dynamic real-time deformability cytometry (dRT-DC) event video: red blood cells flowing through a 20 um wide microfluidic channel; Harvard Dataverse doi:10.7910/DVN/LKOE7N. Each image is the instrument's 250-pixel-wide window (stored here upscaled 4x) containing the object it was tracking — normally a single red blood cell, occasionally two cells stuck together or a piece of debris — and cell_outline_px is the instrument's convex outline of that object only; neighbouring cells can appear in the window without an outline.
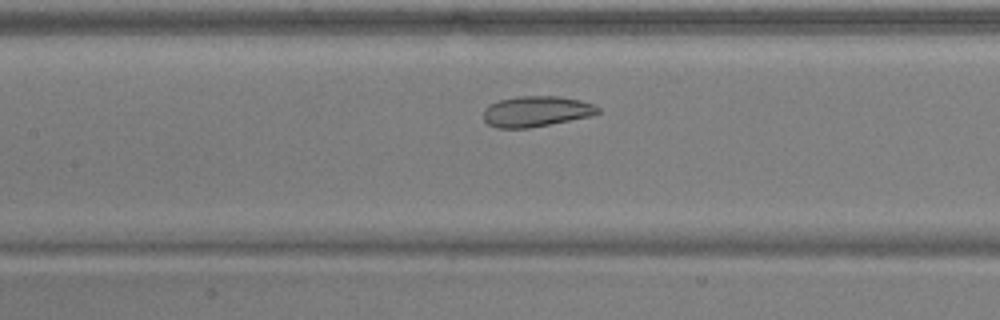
{"species": "common noctule bat (a hibernating species)", "species_latin": "Nyctalus noctula", "temperature_condition": "warm", "stored_images_in_passage": 43, "camera_frame_rate_fps": 3000, "um_per_image_px": 0.085, "animal": {"sex": "male", "body_mass_g": 17.9, "forearm_length_mm": 54.2}, "frame": {"image": 1, "passage_image": 16, "time_ms": 5.0, "image_size_px": [1000, 320], "cell_outline_px": [[600, 112], [588, 116], [528, 128], [496, 128], [488, 124], [484, 120], [484, 108], [488, 104], [500, 100], [516, 96], [560, 96], [580, 100], [592, 104], [600, 108]], "centroid_in_image_um": [45.53, 9.46], "position_along_channel_um": 161.9, "area_um2": 20.29}}
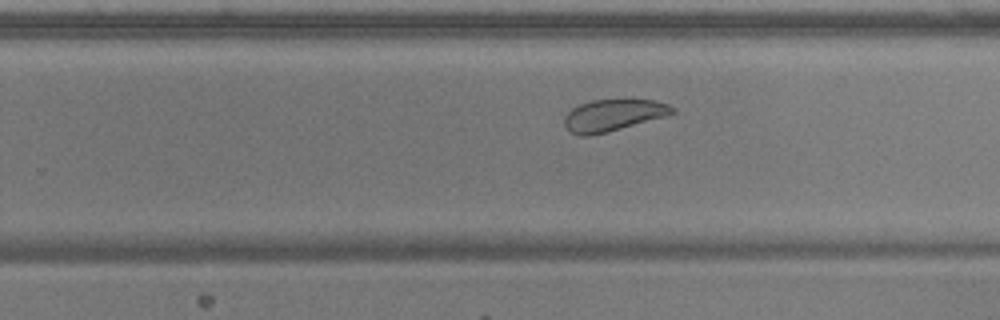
{"frame": {"image": 2, "passage_image": 25, "time_ms": 8.0, "image_size_px": [1000, 320], "cell_outline_px": [[676, 112], [668, 116], [608, 132], [588, 136], [580, 136], [568, 132], [564, 128], [564, 116], [572, 108], [580, 104], [592, 100], [652, 100], [668, 104], [676, 108]], "centroid_in_image_um": [52.11, 9.81], "position_along_channel_um": 277.7, "area_um2": 20.23}}
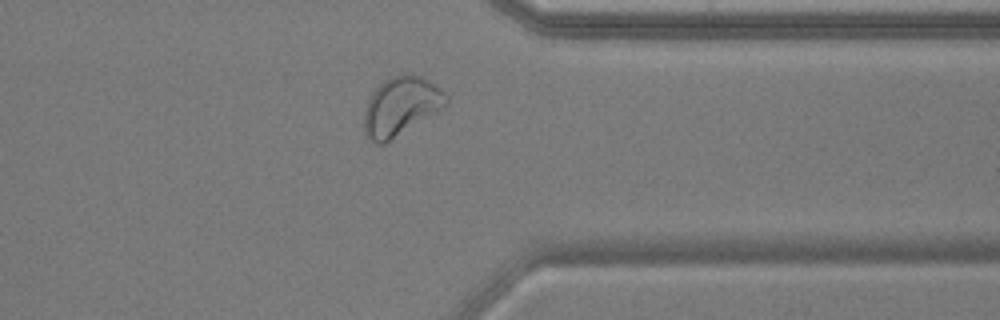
{"frame": {"image": 3, "passage_image": 33, "time_ms": 10.667, "image_size_px": [1000, 320], "cell_outline_px": [[448, 104], [384, 144], [376, 144], [364, 132], [364, 108], [372, 92], [384, 80], [400, 72], [408, 72], [420, 76], [436, 84], [448, 96]], "centroid_in_image_um": [34.06, 8.98], "position_along_channel_um": 377.3, "area_um2": 27.98}, "authors_computed_cell_mechanics": {"area_um2": 23.8136, "velocity_mm_per_s": 3.8775, "shape_relaxation_time_tau1_ms": 1.8912, "shape_relaxation_time_tau2_ms": 1.8381, "deformation_change_tau1": 0.0788, "deformation_change_tau2": 0.0751}}